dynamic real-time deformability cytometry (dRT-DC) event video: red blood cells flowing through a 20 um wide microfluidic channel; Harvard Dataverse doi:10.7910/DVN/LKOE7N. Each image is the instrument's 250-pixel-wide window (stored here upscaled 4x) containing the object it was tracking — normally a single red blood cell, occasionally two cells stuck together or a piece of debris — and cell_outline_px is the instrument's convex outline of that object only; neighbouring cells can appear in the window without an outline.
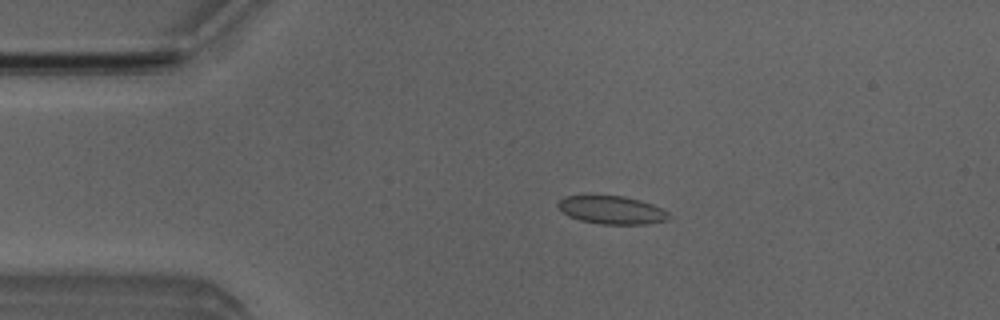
{"species": "Egyptian fruit bat (a non-hibernating species)", "species_latin": "Rousettus aegyptiacus", "temperature_condition": "room temperature", "stored_images_in_passage": 3, "camera_frame_rate_fps": 3000, "um_per_image_px": 0.085, "animal": {"sex": "male"}, "frame": {"image": 1, "passage_image": 2, "time_ms": 2.333, "image_size_px": [1000, 320], "cell_outline_px": [[668, 220], [648, 224], [600, 224], [580, 220], [568, 216], [556, 204], [564, 196], [588, 192], [624, 196], [640, 200], [652, 204], [668, 212]], "centroid_in_image_um": [51.92, 17.79], "position_along_channel_um": 33.1, "area_um2": 18.84}}